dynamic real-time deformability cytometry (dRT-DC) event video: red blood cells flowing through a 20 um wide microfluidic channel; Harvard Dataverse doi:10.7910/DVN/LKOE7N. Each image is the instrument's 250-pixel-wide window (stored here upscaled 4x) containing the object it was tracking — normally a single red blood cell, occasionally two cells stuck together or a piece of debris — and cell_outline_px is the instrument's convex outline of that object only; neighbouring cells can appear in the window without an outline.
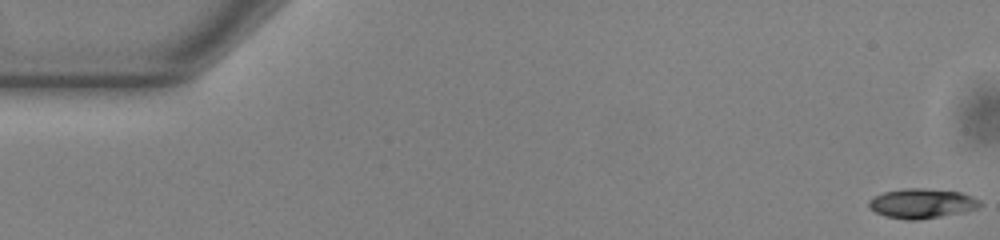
{"species": "common noctule bat (a hibernating species)", "species_latin": "Nyctalus noctula", "temperature_condition": "warm", "stored_images_in_passage": 53, "camera_frame_rate_fps": 3000, "um_per_image_px": 0.085, "animal": {"sex": "male", "body_mass_g": 13.0, "forearm_length_mm": 53.1}, "frame": {"image": 1, "passage_image": 1, "time_ms": 0.0, "image_size_px": [1000, 240], "cell_outline_px": [[984, 204], [976, 208], [960, 212], [940, 216], [916, 220], [908, 220], [888, 216], [876, 212], [868, 204], [868, 200], [884, 192], [904, 188], [924, 188], [960, 192], [972, 196], [980, 200]], "centroid_in_image_um": [78.38, 17.27], "position_along_channel_um": 6.6, "area_um2": 18.9}}
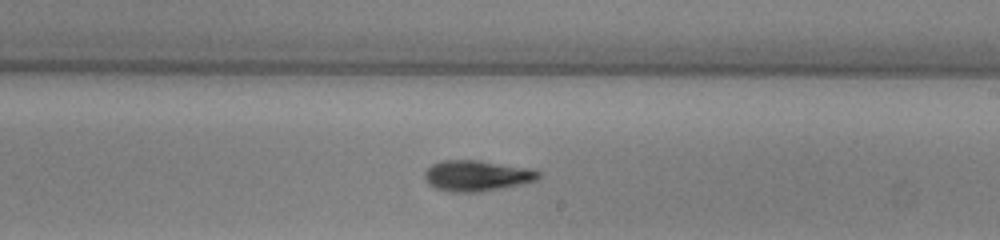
{"frame": {"image": 2, "passage_image": 31, "time_ms": 10.0, "image_size_px": [1000, 240], "cell_outline_px": [[540, 176], [536, 180], [520, 184], [480, 192], [456, 192], [436, 188], [428, 184], [424, 180], [424, 172], [432, 164], [444, 160], [480, 160], [532, 168], [540, 172]], "centroid_in_image_um": [40.52, 14.92], "position_along_channel_um": 248.5, "area_um2": 20.46}}
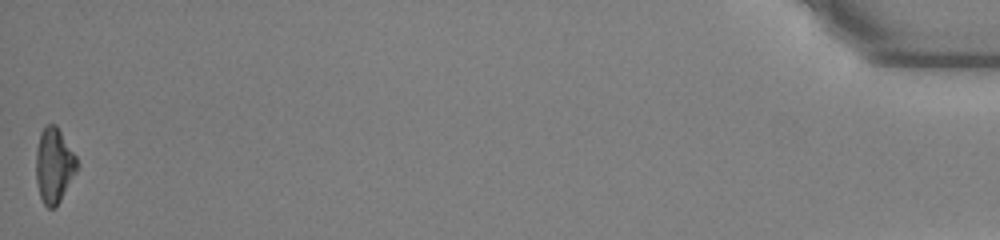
{"frame": {"image": 3, "passage_image": 53, "time_ms": 17.333, "image_size_px": [1000, 240], "cell_outline_px": [[80, 164], [76, 172], [56, 208], [48, 208], [44, 204], [40, 196], [36, 180], [36, 148], [40, 132], [44, 124], [56, 124], [76, 156]], "centroid_in_image_um": [4.59, 14.04], "position_along_channel_um": 430.6, "area_um2": 18.15}, "authors_computed_cell_mechanics": {"area_um2": 18.9006, "velocity_mm_per_s": 3.8919, "shape_relaxation_time_tau1_ms": 2.708, "shape_relaxation_time_tau2_ms": 6.7362, "deformation_change_tau1": 0.1139, "deformation_change_tau2": 0.1588}}